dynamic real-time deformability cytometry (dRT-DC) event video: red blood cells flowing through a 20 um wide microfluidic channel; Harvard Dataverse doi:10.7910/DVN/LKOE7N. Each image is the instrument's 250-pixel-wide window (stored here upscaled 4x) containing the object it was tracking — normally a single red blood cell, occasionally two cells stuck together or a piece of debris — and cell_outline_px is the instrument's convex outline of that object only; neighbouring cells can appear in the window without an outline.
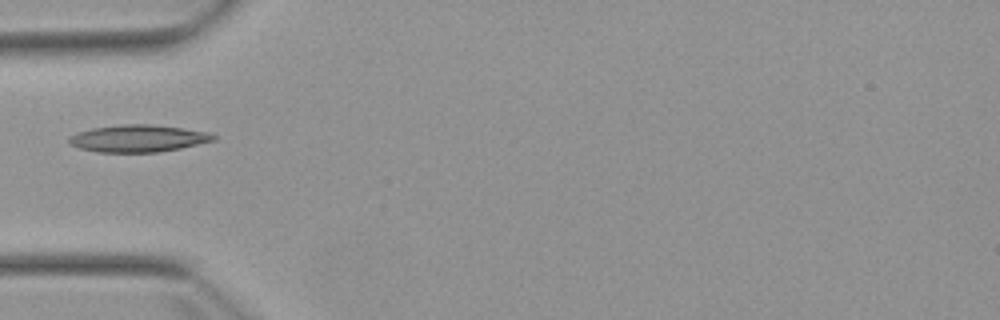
{"species": "Egyptian fruit bat (a non-hibernating species)", "species_latin": "Rousettus aegyptiacus", "temperature_condition": "warm", "stored_images_in_passage": 4, "camera_frame_rate_fps": 3000, "um_per_image_px": 0.085, "animal": {"sex": "female"}, "frame": {"image": 1, "passage_image": 4, "time_ms": 5.0, "image_size_px": [1000, 320], "cell_outline_px": [[216, 140], [180, 148], [160, 152], [96, 152], [80, 148], [68, 144], [68, 136], [76, 132], [92, 128], [120, 124], [152, 124], [212, 132], [216, 136]], "centroid_in_image_um": [11.73, 11.76], "position_along_channel_um": 73.3, "area_um2": 23.12}}